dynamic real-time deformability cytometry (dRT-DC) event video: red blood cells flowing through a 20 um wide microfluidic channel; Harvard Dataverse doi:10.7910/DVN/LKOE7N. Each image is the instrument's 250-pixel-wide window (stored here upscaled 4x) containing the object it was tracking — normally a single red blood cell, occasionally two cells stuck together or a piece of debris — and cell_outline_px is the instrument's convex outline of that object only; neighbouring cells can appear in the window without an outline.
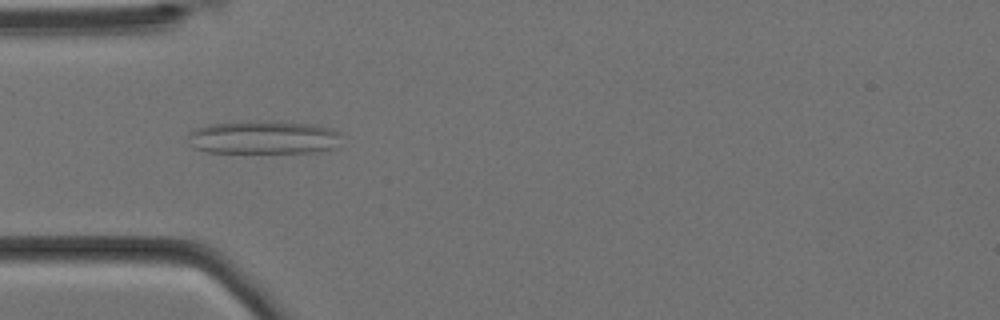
{"species": "Egyptian fruit bat (a non-hibernating species)", "species_latin": "Rousettus aegyptiacus", "temperature_condition": "cold", "stored_images_in_passage": 15, "camera_frame_rate_fps": 3000, "um_per_image_px": 0.085, "animal": {"sex": "female"}, "frame": {"image": 1, "passage_image": 4, "time_ms": 1.0, "image_size_px": [1000, 320], "cell_outline_px": [[340, 136], [336, 148], [316, 152], [208, 152], [192, 148], [188, 136], [188, 132], [196, 128], [208, 124], [256, 120], [312, 124], [332, 128], [340, 132]], "centroid_in_image_um": [22.39, 11.67], "position_along_channel_um": 62.6, "area_um2": 30.0}}
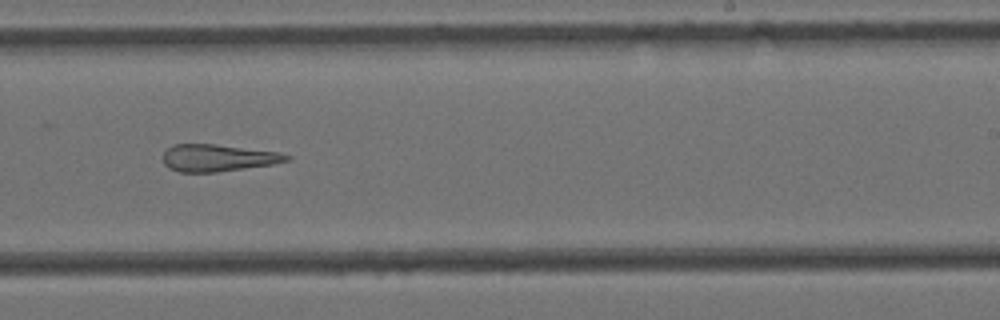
{"frame": {"image": 2, "passage_image": 9, "time_ms": 2.667, "image_size_px": [1000, 320], "cell_outline_px": [[292, 160], [272, 164], [216, 172], [180, 172], [168, 168], [164, 164], [164, 152], [172, 144], [216, 144], [280, 152], [292, 156]], "centroid_in_image_um": [18.54, 13.41], "position_along_channel_um": 270.5, "area_um2": 19.54}}
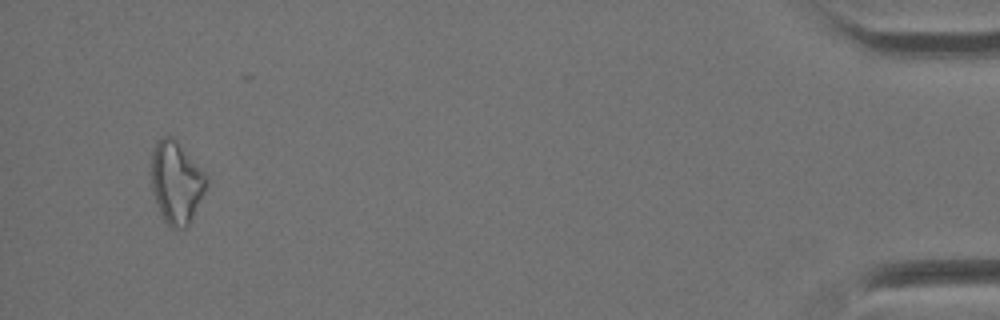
{"frame": {"image": 3, "passage_image": 14, "time_ms": 4.333, "image_size_px": [1000, 320], "cell_outline_px": [[208, 184], [188, 228], [176, 232], [160, 216], [152, 192], [152, 148], [164, 136], [172, 136], [176, 140], [208, 176]], "centroid_in_image_um": [14.99, 15.58], "position_along_channel_um": 420.2, "area_um2": 26.7}}